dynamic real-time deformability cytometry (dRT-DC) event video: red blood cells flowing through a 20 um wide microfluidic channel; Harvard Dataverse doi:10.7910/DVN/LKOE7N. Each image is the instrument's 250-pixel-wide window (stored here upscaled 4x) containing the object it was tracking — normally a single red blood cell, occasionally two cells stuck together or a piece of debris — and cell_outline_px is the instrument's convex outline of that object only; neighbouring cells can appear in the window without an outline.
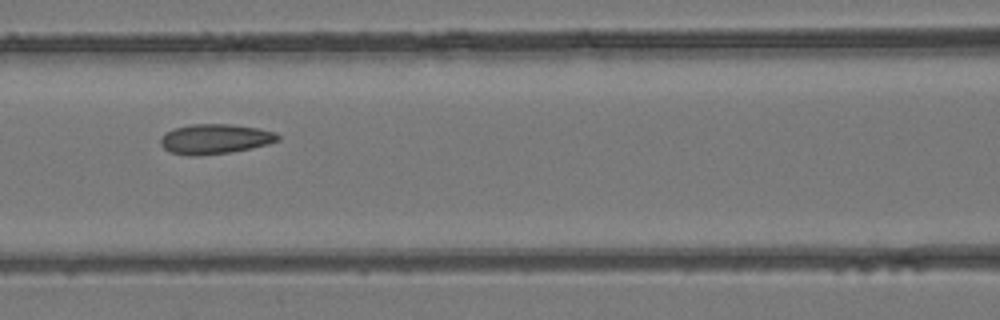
{"species": "common noctule bat (a hibernating species)", "species_latin": "Nyctalus noctula", "temperature_condition": "room temperature", "stored_images_in_passage": 5, "camera_frame_rate_fps": 3000, "um_per_image_px": 0.085, "animal": {"sex": "female", "body_mass_g": 24.6, "forearm_length_mm": 56.2}, "frame": {"image": 1, "passage_image": 3, "time_ms": 0.667, "image_size_px": [1000, 320], "cell_outline_px": [[280, 140], [268, 144], [252, 148], [232, 152], [196, 156], [188, 156], [168, 152], [160, 144], [160, 136], [164, 132], [172, 128], [192, 124], [228, 124], [256, 128], [276, 132], [280, 136]], "centroid_in_image_um": [18.23, 11.82], "position_along_channel_um": 148.4, "area_um2": 20.75}}
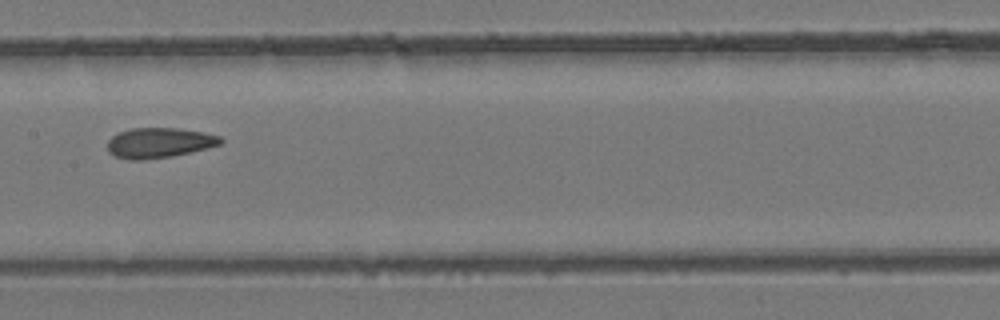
{"frame": {"image": 2, "passage_image": 4, "time_ms": 1.0, "image_size_px": [1000, 320], "cell_outline_px": [[224, 140], [220, 144], [208, 148], [172, 156], [140, 160], [128, 160], [116, 156], [108, 152], [108, 140], [116, 132], [132, 128], [176, 128], [204, 132], [220, 136]], "centroid_in_image_um": [13.51, 12.13], "position_along_channel_um": 193.9, "area_um2": 19.94}}
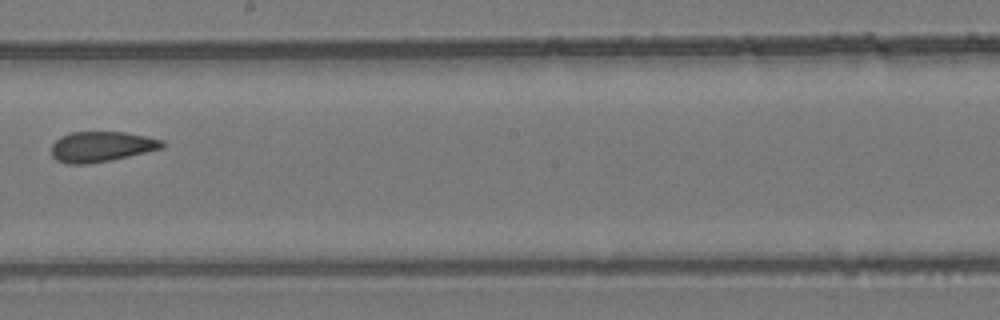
{"frame": {"image": 3, "passage_image": 5, "time_ms": 1.333, "image_size_px": [1000, 320], "cell_outline_px": [[164, 148], [128, 156], [88, 164], [68, 164], [56, 160], [52, 156], [52, 144], [60, 136], [72, 132], [124, 132], [164, 140]], "centroid_in_image_um": [8.6, 12.46], "position_along_channel_um": 239.6, "area_um2": 19.48}}